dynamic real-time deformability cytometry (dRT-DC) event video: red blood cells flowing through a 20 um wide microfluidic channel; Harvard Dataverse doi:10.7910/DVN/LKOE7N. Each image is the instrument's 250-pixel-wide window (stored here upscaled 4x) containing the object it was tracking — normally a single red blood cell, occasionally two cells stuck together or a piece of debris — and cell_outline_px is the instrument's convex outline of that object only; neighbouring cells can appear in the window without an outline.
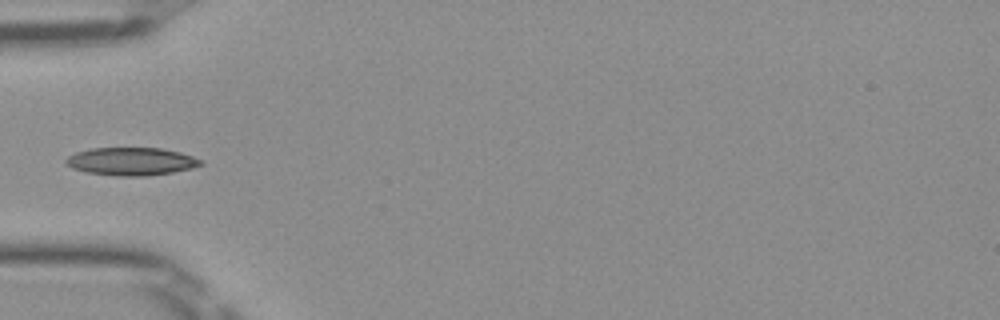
{"species": "Egyptian fruit bat (a non-hibernating species)", "species_latin": "Rousettus aegyptiacus", "temperature_condition": "room temperature", "stored_images_in_passage": 35, "camera_frame_rate_fps": 3000, "um_per_image_px": 0.085, "frame": {"image": 1, "passage_image": 1, "time_ms": 0.0, "image_size_px": [1000, 320], "cell_outline_px": [[204, 164], [192, 168], [172, 172], [144, 176], [120, 176], [84, 172], [72, 168], [64, 160], [68, 156], [76, 152], [92, 148], [164, 148], [180, 152], [204, 160]], "centroid_in_image_um": [11.18, 13.71], "position_along_channel_um": 73.8, "area_um2": 21.96}}
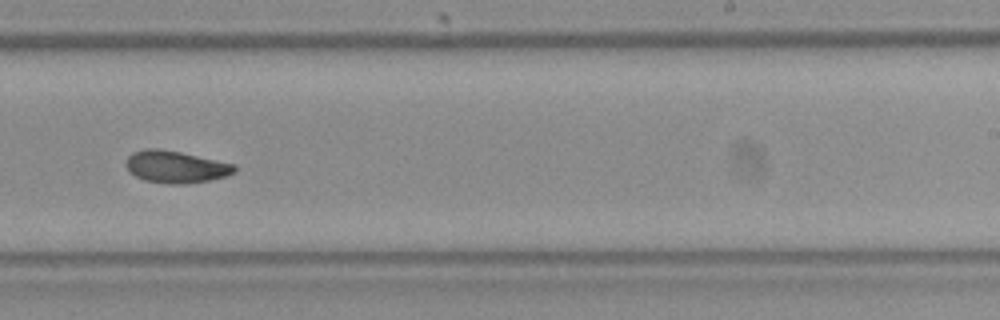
{"frame": {"image": 2, "passage_image": 16, "time_ms": 5.0, "image_size_px": [1000, 320], "cell_outline_px": [[236, 172], [224, 176], [208, 180], [184, 184], [172, 184], [144, 180], [128, 172], [124, 164], [128, 156], [132, 152], [144, 148], [156, 148], [180, 152], [236, 164]], "centroid_in_image_um": [14.9, 14.17], "position_along_channel_um": 274.1, "area_um2": 20.35}}
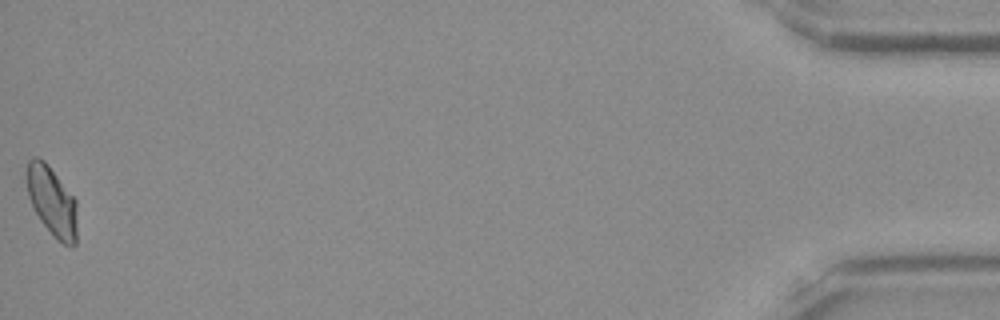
{"frame": {"image": 3, "passage_image": 35, "time_ms": 11.333, "image_size_px": [1000, 320], "cell_outline_px": [[76, 244], [64, 244], [40, 220], [28, 196], [24, 176], [28, 160], [32, 156], [36, 156], [44, 160], [48, 164], [76, 200]], "centroid_in_image_um": [4.37, 17.0], "position_along_channel_um": 430.8, "area_um2": 20.23}}